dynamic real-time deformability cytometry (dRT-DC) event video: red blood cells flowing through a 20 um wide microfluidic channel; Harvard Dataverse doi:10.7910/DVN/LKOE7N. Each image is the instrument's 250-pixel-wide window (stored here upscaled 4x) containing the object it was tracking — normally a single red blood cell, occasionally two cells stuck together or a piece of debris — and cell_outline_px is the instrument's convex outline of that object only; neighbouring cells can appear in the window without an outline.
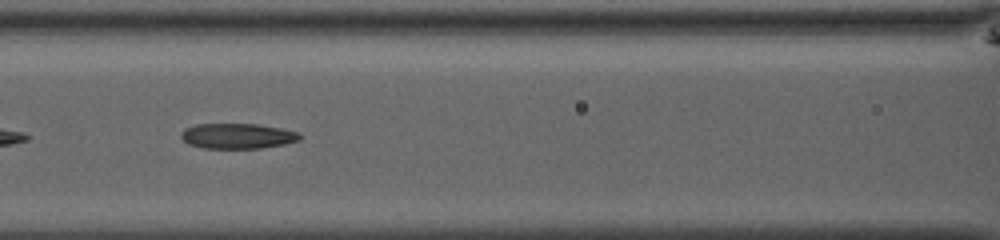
{"species": "common noctule bat (a hibernating species)", "species_latin": "Nyctalus noctula", "temperature_condition": "room temperature", "stored_images_in_passage": 33, "camera_frame_rate_fps": 3000, "um_per_image_px": 0.085, "animal": {"sex": "male", "body_mass_g": 13.0, "forearm_length_mm": 53.1}, "frame": {"image": 1, "passage_image": 6, "time_ms": 1.667, "image_size_px": [1000, 240], "cell_outline_px": [[300, 140], [284, 144], [260, 148], [204, 148], [188, 144], [180, 136], [180, 132], [184, 128], [196, 124], [256, 124], [280, 128], [300, 132]], "centroid_in_image_um": [20.16, 11.55], "position_along_channel_um": 146.4, "area_um2": 17.51}}
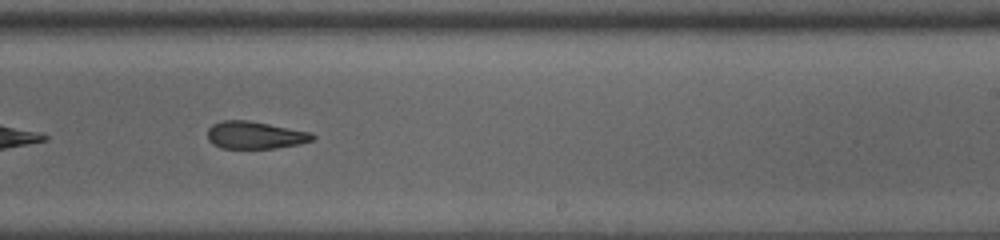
{"frame": {"image": 2, "passage_image": 15, "time_ms": 4.667, "image_size_px": [1000, 240], "cell_outline_px": [[316, 136], [312, 140], [300, 144], [276, 148], [220, 148], [212, 144], [208, 140], [208, 128], [212, 124], [220, 120], [248, 120], [312, 132]], "centroid_in_image_um": [21.67, 11.48], "position_along_channel_um": 267.3, "area_um2": 16.94}, "authors_computed_cell_mechanics": {"area_um2": 17.7446, "velocity_mm_per_s": 4.0352, "shape_relaxation_time_tau1_ms": null, "shape_relaxation_time_tau2_ms": 2.9943, "deformation_change_tau1": null, "deformation_change_tau2": 0.1143}}